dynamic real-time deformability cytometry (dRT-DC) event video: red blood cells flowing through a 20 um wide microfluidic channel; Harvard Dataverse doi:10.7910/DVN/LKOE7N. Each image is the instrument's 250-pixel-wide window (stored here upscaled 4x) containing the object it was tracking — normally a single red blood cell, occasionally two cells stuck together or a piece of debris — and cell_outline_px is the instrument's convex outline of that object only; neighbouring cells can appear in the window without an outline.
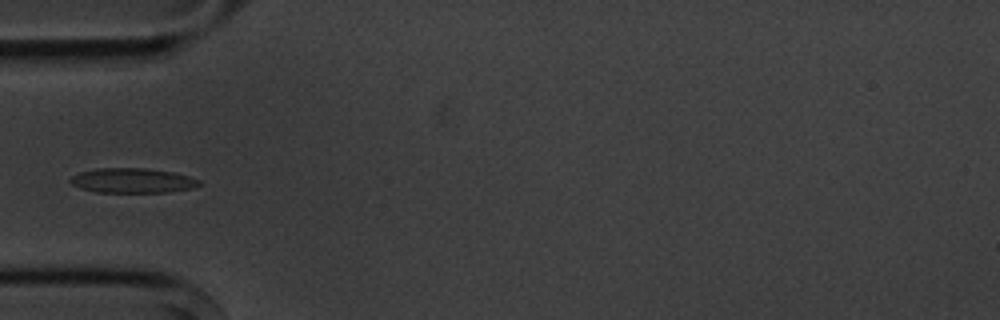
{"species": "common noctule bat (a hibernating species)", "species_latin": "Nyctalus noctula", "temperature_condition": "cold", "stored_images_in_passage": 4, "camera_frame_rate_fps": 3000, "um_per_image_px": 0.085, "animal": {"sex": "male", "body_mass_g": 20.1, "forearm_length_mm": 53.5}, "frame": {"image": 1, "passage_image": 4, "time_ms": 4.333, "image_size_px": [1000, 320], "cell_outline_px": [[200, 184], [192, 188], [168, 192], [96, 192], [80, 188], [72, 184], [68, 180], [72, 176], [80, 172], [96, 168], [144, 168], [172, 172], [188, 176], [200, 180]], "centroid_in_image_um": [11.23, 15.34], "position_along_channel_um": 73.8, "area_um2": 18.5}}